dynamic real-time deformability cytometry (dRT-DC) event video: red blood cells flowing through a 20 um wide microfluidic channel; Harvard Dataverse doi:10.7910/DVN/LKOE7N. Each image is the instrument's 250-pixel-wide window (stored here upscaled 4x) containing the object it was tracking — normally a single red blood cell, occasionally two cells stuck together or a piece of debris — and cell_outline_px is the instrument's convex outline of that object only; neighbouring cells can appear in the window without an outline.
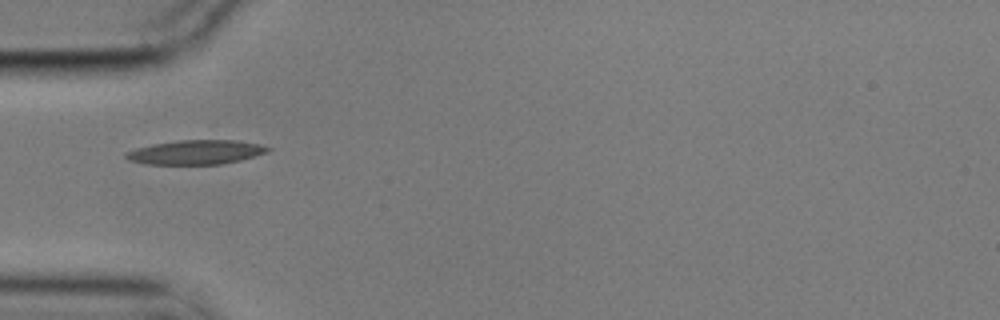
{"species": "common noctule bat (a hibernating species)", "species_latin": "Nyctalus noctula", "temperature_condition": "cold", "stored_images_in_passage": 40, "camera_frame_rate_fps": 3000, "um_per_image_px": 0.085, "animal": {"sex": "male", "body_mass_g": 17.9}, "frame": {"image": 1, "passage_image": 1, "time_ms": 0.0, "image_size_px": [1000, 320], "cell_outline_px": [[272, 148], [268, 152], [256, 156], [240, 160], [220, 164], [144, 164], [128, 160], [124, 156], [124, 152], [136, 148], [152, 144], [180, 140], [236, 140], [260, 144]], "centroid_in_image_um": [16.64, 12.93], "position_along_channel_um": 68.4, "area_um2": 20.17}}
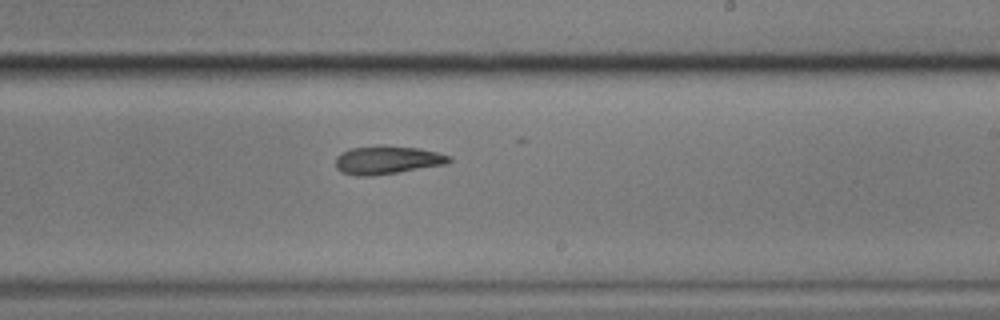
{"frame": {"image": 2, "passage_image": 17, "time_ms": 5.333, "image_size_px": [1000, 320], "cell_outline_px": [[452, 160], [448, 164], [372, 176], [356, 176], [340, 172], [336, 168], [336, 156], [340, 152], [352, 148], [380, 144], [384, 144], [420, 148], [452, 156]], "centroid_in_image_um": [32.91, 13.58], "position_along_channel_um": 256.1, "area_um2": 19.13}}
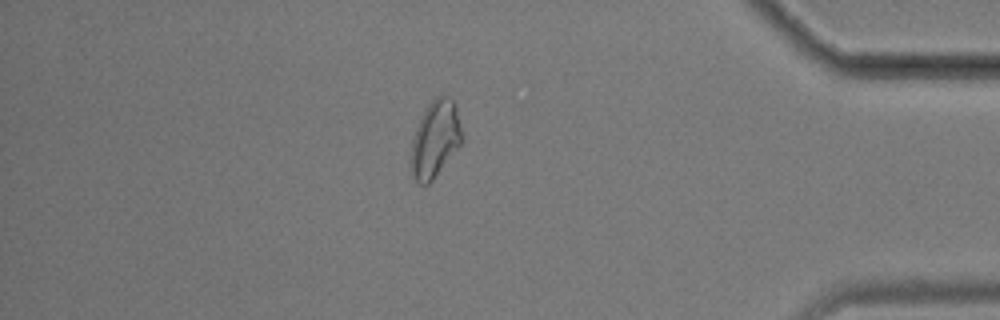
{"frame": {"image": 3, "passage_image": 32, "time_ms": 10.333, "image_size_px": [1000, 320], "cell_outline_px": [[464, 140], [432, 180], [428, 184], [420, 184], [412, 176], [412, 140], [416, 128], [428, 104], [436, 96], [448, 96], [456, 104]], "centroid_in_image_um": [37.02, 11.8], "position_along_channel_um": 398.2, "area_um2": 22.43}, "authors_computed_cell_mechanics": {"area_um2": 19.2763, "velocity_mm_per_s": 3.5109, "shape_relaxation_time_tau1_ms": 5.9539, "shape_relaxation_time_tau2_ms": null, "deformation_change_tau1": 0.1458, "deformation_change_tau2": null}}